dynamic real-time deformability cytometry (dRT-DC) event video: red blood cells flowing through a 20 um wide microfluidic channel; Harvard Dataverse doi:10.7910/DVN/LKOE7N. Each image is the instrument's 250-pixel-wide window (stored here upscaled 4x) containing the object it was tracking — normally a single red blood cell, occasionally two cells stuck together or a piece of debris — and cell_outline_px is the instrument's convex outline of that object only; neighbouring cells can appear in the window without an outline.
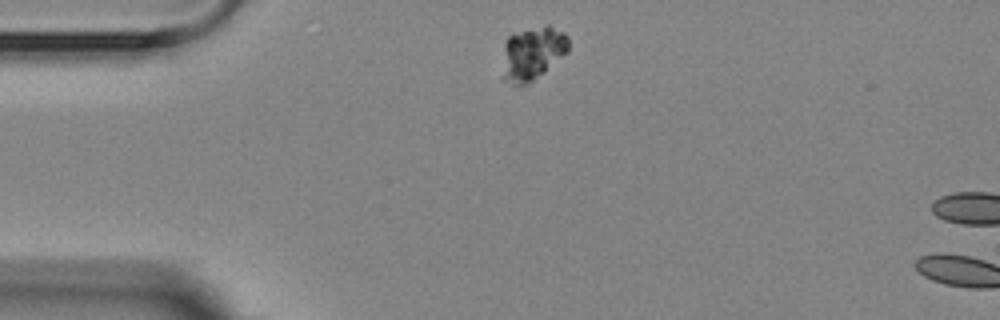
{"species": "Egyptian fruit bat (a non-hibernating species)", "species_latin": "Rousettus aegyptiacus", "temperature_condition": "room temperature", "stored_images_in_passage": 2, "camera_frame_rate_fps": 3000, "um_per_image_px": 0.085, "animal": {"sex": "female"}, "frame": {"image": 1, "passage_image": 1, "time_ms": 0.0, "image_size_px": [1000, 320], "cell_outline_px": [[568, 52], [544, 72], [528, 84], [520, 88], [500, 80], [500, 76], [504, 40], [512, 32], [548, 24], [564, 32], [568, 36]], "centroid_in_image_um": [45.18, 4.56], "position_along_channel_um": 39.8, "area_um2": 21.62}}